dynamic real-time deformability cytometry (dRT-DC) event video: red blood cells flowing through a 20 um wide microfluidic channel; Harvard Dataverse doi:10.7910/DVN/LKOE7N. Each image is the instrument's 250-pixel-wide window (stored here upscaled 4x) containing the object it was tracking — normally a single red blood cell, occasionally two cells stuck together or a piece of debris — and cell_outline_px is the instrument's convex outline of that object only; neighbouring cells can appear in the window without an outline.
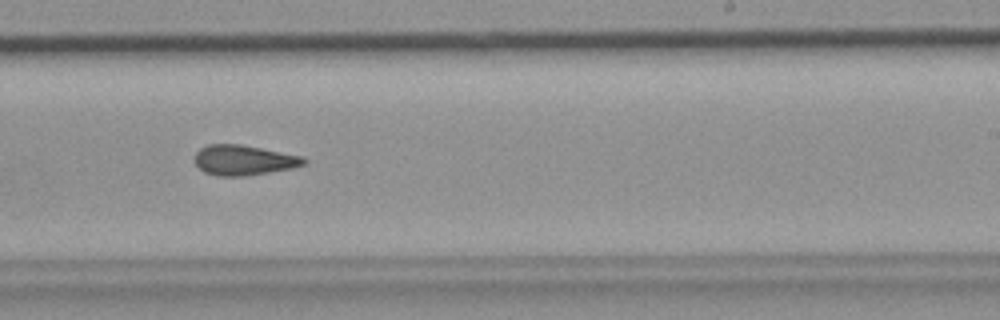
{"species": "common noctule bat (a hibernating species)", "species_latin": "Nyctalus noctula", "temperature_condition": "room temperature", "stored_images_in_passage": 48, "camera_frame_rate_fps": 3000, "um_per_image_px": 0.085, "animal": {"sex": "female", "body_mass_g": 19.9}, "frame": {"image": 1, "passage_image": 30, "time_ms": 9.667, "image_size_px": [1000, 320], "cell_outline_px": [[308, 160], [304, 164], [292, 168], [244, 176], [216, 176], [204, 172], [196, 164], [196, 152], [200, 148], [208, 144], [240, 144], [304, 156]], "centroid_in_image_um": [20.73, 13.61], "position_along_channel_um": 268.3, "area_um2": 19.13}}
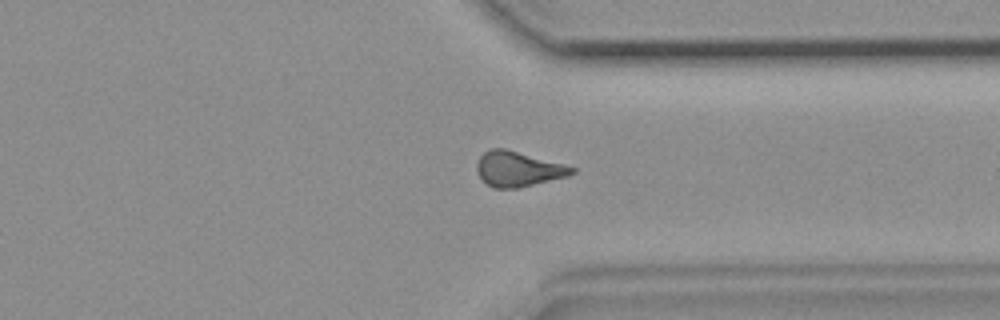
{"frame": {"image": 2, "passage_image": 37, "time_ms": 12.0, "image_size_px": [1000, 320], "cell_outline_px": [[576, 172], [568, 176], [516, 188], [492, 188], [476, 172], [476, 164], [480, 156], [484, 152], [492, 148], [504, 148], [564, 164], [576, 168]], "centroid_in_image_um": [44.03, 14.36], "position_along_channel_um": 367.4, "area_um2": 19.25}}
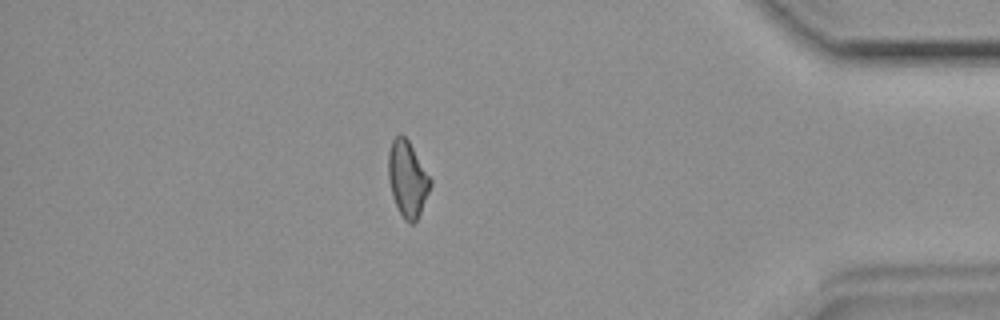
{"frame": {"image": 3, "passage_image": 42, "time_ms": 13.667, "image_size_px": [1000, 320], "cell_outline_px": [[432, 184], [420, 212], [416, 220], [412, 224], [408, 224], [404, 220], [392, 196], [388, 180], [388, 152], [392, 140], [400, 132], [408, 140], [432, 180]], "centroid_in_image_um": [34.62, 15.19], "position_along_channel_um": 400.6, "area_um2": 18.5}}